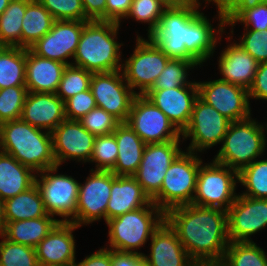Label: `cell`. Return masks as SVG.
Instances as JSON below:
<instances>
[{
    "label": "cell",
    "mask_w": 267,
    "mask_h": 266,
    "mask_svg": "<svg viewBox=\"0 0 267 266\" xmlns=\"http://www.w3.org/2000/svg\"><path fill=\"white\" fill-rule=\"evenodd\" d=\"M210 3L204 7L202 4L168 6L150 38L170 59L196 60L205 66L226 33L225 20L217 9L212 21L201 11ZM215 18L216 28L212 24Z\"/></svg>",
    "instance_id": "1"
},
{
    "label": "cell",
    "mask_w": 267,
    "mask_h": 266,
    "mask_svg": "<svg viewBox=\"0 0 267 266\" xmlns=\"http://www.w3.org/2000/svg\"><path fill=\"white\" fill-rule=\"evenodd\" d=\"M165 220L193 261L223 260L230 243L226 210L188 204L169 209Z\"/></svg>",
    "instance_id": "2"
},
{
    "label": "cell",
    "mask_w": 267,
    "mask_h": 266,
    "mask_svg": "<svg viewBox=\"0 0 267 266\" xmlns=\"http://www.w3.org/2000/svg\"><path fill=\"white\" fill-rule=\"evenodd\" d=\"M120 24L108 21H88L72 60V65L92 73L122 70L123 54L117 35Z\"/></svg>",
    "instance_id": "3"
},
{
    "label": "cell",
    "mask_w": 267,
    "mask_h": 266,
    "mask_svg": "<svg viewBox=\"0 0 267 266\" xmlns=\"http://www.w3.org/2000/svg\"><path fill=\"white\" fill-rule=\"evenodd\" d=\"M0 151L13 156L35 173L57 166L52 134L22 119L0 124Z\"/></svg>",
    "instance_id": "4"
},
{
    "label": "cell",
    "mask_w": 267,
    "mask_h": 266,
    "mask_svg": "<svg viewBox=\"0 0 267 266\" xmlns=\"http://www.w3.org/2000/svg\"><path fill=\"white\" fill-rule=\"evenodd\" d=\"M164 220L165 213L152 201L145 207L112 218L105 223L109 238L104 247L143 255L138 250L145 247Z\"/></svg>",
    "instance_id": "5"
},
{
    "label": "cell",
    "mask_w": 267,
    "mask_h": 266,
    "mask_svg": "<svg viewBox=\"0 0 267 266\" xmlns=\"http://www.w3.org/2000/svg\"><path fill=\"white\" fill-rule=\"evenodd\" d=\"M249 117L231 122L223 142L213 160L239 172L257 158H262L267 150L263 123Z\"/></svg>",
    "instance_id": "6"
},
{
    "label": "cell",
    "mask_w": 267,
    "mask_h": 266,
    "mask_svg": "<svg viewBox=\"0 0 267 266\" xmlns=\"http://www.w3.org/2000/svg\"><path fill=\"white\" fill-rule=\"evenodd\" d=\"M202 162L200 154L183 150L168 167L162 187L152 202L164 213L177 206L192 204Z\"/></svg>",
    "instance_id": "7"
},
{
    "label": "cell",
    "mask_w": 267,
    "mask_h": 266,
    "mask_svg": "<svg viewBox=\"0 0 267 266\" xmlns=\"http://www.w3.org/2000/svg\"><path fill=\"white\" fill-rule=\"evenodd\" d=\"M58 169L59 166H54L36 173L35 185L48 215L61 223H74L80 181L57 173Z\"/></svg>",
    "instance_id": "8"
},
{
    "label": "cell",
    "mask_w": 267,
    "mask_h": 266,
    "mask_svg": "<svg viewBox=\"0 0 267 266\" xmlns=\"http://www.w3.org/2000/svg\"><path fill=\"white\" fill-rule=\"evenodd\" d=\"M136 33L133 53L123 58L122 73L129 87L136 94L144 95L153 87L170 58L150 37L143 38Z\"/></svg>",
    "instance_id": "9"
},
{
    "label": "cell",
    "mask_w": 267,
    "mask_h": 266,
    "mask_svg": "<svg viewBox=\"0 0 267 266\" xmlns=\"http://www.w3.org/2000/svg\"><path fill=\"white\" fill-rule=\"evenodd\" d=\"M238 172L215 162H202L197 175L193 205L228 210L235 201Z\"/></svg>",
    "instance_id": "10"
},
{
    "label": "cell",
    "mask_w": 267,
    "mask_h": 266,
    "mask_svg": "<svg viewBox=\"0 0 267 266\" xmlns=\"http://www.w3.org/2000/svg\"><path fill=\"white\" fill-rule=\"evenodd\" d=\"M230 123L228 118L198 96L193 105L189 124L181 133L183 142L190 140L185 150L204 154V151L222 144Z\"/></svg>",
    "instance_id": "11"
},
{
    "label": "cell",
    "mask_w": 267,
    "mask_h": 266,
    "mask_svg": "<svg viewBox=\"0 0 267 266\" xmlns=\"http://www.w3.org/2000/svg\"><path fill=\"white\" fill-rule=\"evenodd\" d=\"M83 184L79 183L76 215L74 224L87 226L96 221L106 223V209L110 199L112 182L115 174L111 171L92 170Z\"/></svg>",
    "instance_id": "12"
},
{
    "label": "cell",
    "mask_w": 267,
    "mask_h": 266,
    "mask_svg": "<svg viewBox=\"0 0 267 266\" xmlns=\"http://www.w3.org/2000/svg\"><path fill=\"white\" fill-rule=\"evenodd\" d=\"M127 123L146 144L183 141L168 117L144 95L135 96Z\"/></svg>",
    "instance_id": "13"
},
{
    "label": "cell",
    "mask_w": 267,
    "mask_h": 266,
    "mask_svg": "<svg viewBox=\"0 0 267 266\" xmlns=\"http://www.w3.org/2000/svg\"><path fill=\"white\" fill-rule=\"evenodd\" d=\"M90 90L97 107L104 109L120 122H127L137 94L125 81L122 70L93 73Z\"/></svg>",
    "instance_id": "14"
},
{
    "label": "cell",
    "mask_w": 267,
    "mask_h": 266,
    "mask_svg": "<svg viewBox=\"0 0 267 266\" xmlns=\"http://www.w3.org/2000/svg\"><path fill=\"white\" fill-rule=\"evenodd\" d=\"M197 85L198 96L231 122L253 116L247 89L220 79L197 81Z\"/></svg>",
    "instance_id": "15"
},
{
    "label": "cell",
    "mask_w": 267,
    "mask_h": 266,
    "mask_svg": "<svg viewBox=\"0 0 267 266\" xmlns=\"http://www.w3.org/2000/svg\"><path fill=\"white\" fill-rule=\"evenodd\" d=\"M230 242H253L251 238L267 227V199L238 194L227 210Z\"/></svg>",
    "instance_id": "16"
},
{
    "label": "cell",
    "mask_w": 267,
    "mask_h": 266,
    "mask_svg": "<svg viewBox=\"0 0 267 266\" xmlns=\"http://www.w3.org/2000/svg\"><path fill=\"white\" fill-rule=\"evenodd\" d=\"M183 141L146 144L140 166L133 175L143 191L152 199L161 189L168 167L183 151Z\"/></svg>",
    "instance_id": "17"
},
{
    "label": "cell",
    "mask_w": 267,
    "mask_h": 266,
    "mask_svg": "<svg viewBox=\"0 0 267 266\" xmlns=\"http://www.w3.org/2000/svg\"><path fill=\"white\" fill-rule=\"evenodd\" d=\"M86 23L85 21L55 20L51 30L29 49L40 57L71 65Z\"/></svg>",
    "instance_id": "18"
},
{
    "label": "cell",
    "mask_w": 267,
    "mask_h": 266,
    "mask_svg": "<svg viewBox=\"0 0 267 266\" xmlns=\"http://www.w3.org/2000/svg\"><path fill=\"white\" fill-rule=\"evenodd\" d=\"M53 155L57 166L66 161L89 163L95 136L78 120H64L52 132Z\"/></svg>",
    "instance_id": "19"
},
{
    "label": "cell",
    "mask_w": 267,
    "mask_h": 266,
    "mask_svg": "<svg viewBox=\"0 0 267 266\" xmlns=\"http://www.w3.org/2000/svg\"><path fill=\"white\" fill-rule=\"evenodd\" d=\"M144 96L159 108L175 128L182 133L189 124L193 105L198 97V85L194 79L191 85L148 90Z\"/></svg>",
    "instance_id": "20"
},
{
    "label": "cell",
    "mask_w": 267,
    "mask_h": 266,
    "mask_svg": "<svg viewBox=\"0 0 267 266\" xmlns=\"http://www.w3.org/2000/svg\"><path fill=\"white\" fill-rule=\"evenodd\" d=\"M78 228L59 222L35 248L39 266H71L77 258L73 232Z\"/></svg>",
    "instance_id": "21"
},
{
    "label": "cell",
    "mask_w": 267,
    "mask_h": 266,
    "mask_svg": "<svg viewBox=\"0 0 267 266\" xmlns=\"http://www.w3.org/2000/svg\"><path fill=\"white\" fill-rule=\"evenodd\" d=\"M228 41L217 57L220 80L249 90L253 84L259 63L229 35ZM233 40V41H232ZM231 41V42H230Z\"/></svg>",
    "instance_id": "22"
},
{
    "label": "cell",
    "mask_w": 267,
    "mask_h": 266,
    "mask_svg": "<svg viewBox=\"0 0 267 266\" xmlns=\"http://www.w3.org/2000/svg\"><path fill=\"white\" fill-rule=\"evenodd\" d=\"M150 240V253L142 255L147 266H189L193 261L166 220L154 231Z\"/></svg>",
    "instance_id": "23"
},
{
    "label": "cell",
    "mask_w": 267,
    "mask_h": 266,
    "mask_svg": "<svg viewBox=\"0 0 267 266\" xmlns=\"http://www.w3.org/2000/svg\"><path fill=\"white\" fill-rule=\"evenodd\" d=\"M21 119L51 133L62 121L66 120L65 102L55 93L28 92Z\"/></svg>",
    "instance_id": "24"
},
{
    "label": "cell",
    "mask_w": 267,
    "mask_h": 266,
    "mask_svg": "<svg viewBox=\"0 0 267 266\" xmlns=\"http://www.w3.org/2000/svg\"><path fill=\"white\" fill-rule=\"evenodd\" d=\"M66 64L40 57L26 48L25 86L28 92L55 93Z\"/></svg>",
    "instance_id": "25"
},
{
    "label": "cell",
    "mask_w": 267,
    "mask_h": 266,
    "mask_svg": "<svg viewBox=\"0 0 267 266\" xmlns=\"http://www.w3.org/2000/svg\"><path fill=\"white\" fill-rule=\"evenodd\" d=\"M152 200L134 176H116L106 209V222L119 215L147 206Z\"/></svg>",
    "instance_id": "26"
},
{
    "label": "cell",
    "mask_w": 267,
    "mask_h": 266,
    "mask_svg": "<svg viewBox=\"0 0 267 266\" xmlns=\"http://www.w3.org/2000/svg\"><path fill=\"white\" fill-rule=\"evenodd\" d=\"M113 133L118 146V156L111 172L116 176H133L140 166L146 143L127 122H121Z\"/></svg>",
    "instance_id": "27"
},
{
    "label": "cell",
    "mask_w": 267,
    "mask_h": 266,
    "mask_svg": "<svg viewBox=\"0 0 267 266\" xmlns=\"http://www.w3.org/2000/svg\"><path fill=\"white\" fill-rule=\"evenodd\" d=\"M36 173L13 156L0 151V198L7 200L35 184Z\"/></svg>",
    "instance_id": "28"
},
{
    "label": "cell",
    "mask_w": 267,
    "mask_h": 266,
    "mask_svg": "<svg viewBox=\"0 0 267 266\" xmlns=\"http://www.w3.org/2000/svg\"><path fill=\"white\" fill-rule=\"evenodd\" d=\"M58 223L57 219L47 214L36 219L8 222L1 234L7 240L36 248Z\"/></svg>",
    "instance_id": "29"
},
{
    "label": "cell",
    "mask_w": 267,
    "mask_h": 266,
    "mask_svg": "<svg viewBox=\"0 0 267 266\" xmlns=\"http://www.w3.org/2000/svg\"><path fill=\"white\" fill-rule=\"evenodd\" d=\"M55 22L53 16L38 0H27L22 20L21 47L29 48L47 34Z\"/></svg>",
    "instance_id": "30"
},
{
    "label": "cell",
    "mask_w": 267,
    "mask_h": 266,
    "mask_svg": "<svg viewBox=\"0 0 267 266\" xmlns=\"http://www.w3.org/2000/svg\"><path fill=\"white\" fill-rule=\"evenodd\" d=\"M4 203L6 223L36 219L47 215L40 192L35 184L15 197L5 200Z\"/></svg>",
    "instance_id": "31"
},
{
    "label": "cell",
    "mask_w": 267,
    "mask_h": 266,
    "mask_svg": "<svg viewBox=\"0 0 267 266\" xmlns=\"http://www.w3.org/2000/svg\"><path fill=\"white\" fill-rule=\"evenodd\" d=\"M26 48L5 46L0 51V90L25 86Z\"/></svg>",
    "instance_id": "32"
},
{
    "label": "cell",
    "mask_w": 267,
    "mask_h": 266,
    "mask_svg": "<svg viewBox=\"0 0 267 266\" xmlns=\"http://www.w3.org/2000/svg\"><path fill=\"white\" fill-rule=\"evenodd\" d=\"M27 0H11L0 15V43L8 47H21L22 20Z\"/></svg>",
    "instance_id": "33"
},
{
    "label": "cell",
    "mask_w": 267,
    "mask_h": 266,
    "mask_svg": "<svg viewBox=\"0 0 267 266\" xmlns=\"http://www.w3.org/2000/svg\"><path fill=\"white\" fill-rule=\"evenodd\" d=\"M238 183L244 187L246 197L267 199V158H258L238 172Z\"/></svg>",
    "instance_id": "34"
},
{
    "label": "cell",
    "mask_w": 267,
    "mask_h": 266,
    "mask_svg": "<svg viewBox=\"0 0 267 266\" xmlns=\"http://www.w3.org/2000/svg\"><path fill=\"white\" fill-rule=\"evenodd\" d=\"M202 67L196 60L170 59L165 69L158 76L155 84L149 90H162L191 85L190 71Z\"/></svg>",
    "instance_id": "35"
},
{
    "label": "cell",
    "mask_w": 267,
    "mask_h": 266,
    "mask_svg": "<svg viewBox=\"0 0 267 266\" xmlns=\"http://www.w3.org/2000/svg\"><path fill=\"white\" fill-rule=\"evenodd\" d=\"M226 266H267V253L253 242H230L223 258Z\"/></svg>",
    "instance_id": "36"
},
{
    "label": "cell",
    "mask_w": 267,
    "mask_h": 266,
    "mask_svg": "<svg viewBox=\"0 0 267 266\" xmlns=\"http://www.w3.org/2000/svg\"><path fill=\"white\" fill-rule=\"evenodd\" d=\"M167 7L168 5L162 0H132L130 11L125 19L148 24L146 36L150 37L156 30L160 18Z\"/></svg>",
    "instance_id": "37"
},
{
    "label": "cell",
    "mask_w": 267,
    "mask_h": 266,
    "mask_svg": "<svg viewBox=\"0 0 267 266\" xmlns=\"http://www.w3.org/2000/svg\"><path fill=\"white\" fill-rule=\"evenodd\" d=\"M92 72L74 65H67L55 94L64 102L78 93L90 89Z\"/></svg>",
    "instance_id": "38"
},
{
    "label": "cell",
    "mask_w": 267,
    "mask_h": 266,
    "mask_svg": "<svg viewBox=\"0 0 267 266\" xmlns=\"http://www.w3.org/2000/svg\"><path fill=\"white\" fill-rule=\"evenodd\" d=\"M0 238V266H39L35 248Z\"/></svg>",
    "instance_id": "39"
},
{
    "label": "cell",
    "mask_w": 267,
    "mask_h": 266,
    "mask_svg": "<svg viewBox=\"0 0 267 266\" xmlns=\"http://www.w3.org/2000/svg\"><path fill=\"white\" fill-rule=\"evenodd\" d=\"M118 156V146L114 133L95 136L89 163H95L92 170L111 171Z\"/></svg>",
    "instance_id": "40"
},
{
    "label": "cell",
    "mask_w": 267,
    "mask_h": 266,
    "mask_svg": "<svg viewBox=\"0 0 267 266\" xmlns=\"http://www.w3.org/2000/svg\"><path fill=\"white\" fill-rule=\"evenodd\" d=\"M27 93L26 86H13L0 90V124L21 119Z\"/></svg>",
    "instance_id": "41"
},
{
    "label": "cell",
    "mask_w": 267,
    "mask_h": 266,
    "mask_svg": "<svg viewBox=\"0 0 267 266\" xmlns=\"http://www.w3.org/2000/svg\"><path fill=\"white\" fill-rule=\"evenodd\" d=\"M78 121L94 136L112 134L121 123L113 115L99 107L92 109Z\"/></svg>",
    "instance_id": "42"
},
{
    "label": "cell",
    "mask_w": 267,
    "mask_h": 266,
    "mask_svg": "<svg viewBox=\"0 0 267 266\" xmlns=\"http://www.w3.org/2000/svg\"><path fill=\"white\" fill-rule=\"evenodd\" d=\"M55 20L85 21L81 0H38Z\"/></svg>",
    "instance_id": "43"
},
{
    "label": "cell",
    "mask_w": 267,
    "mask_h": 266,
    "mask_svg": "<svg viewBox=\"0 0 267 266\" xmlns=\"http://www.w3.org/2000/svg\"><path fill=\"white\" fill-rule=\"evenodd\" d=\"M243 24V30L265 31L267 29V3H261L257 6L243 11L234 21L225 22L226 28L231 26L229 34L234 37V28L236 24ZM231 33V34H230Z\"/></svg>",
    "instance_id": "44"
},
{
    "label": "cell",
    "mask_w": 267,
    "mask_h": 266,
    "mask_svg": "<svg viewBox=\"0 0 267 266\" xmlns=\"http://www.w3.org/2000/svg\"><path fill=\"white\" fill-rule=\"evenodd\" d=\"M235 40L258 63L267 62V29L265 31L244 30Z\"/></svg>",
    "instance_id": "45"
},
{
    "label": "cell",
    "mask_w": 267,
    "mask_h": 266,
    "mask_svg": "<svg viewBox=\"0 0 267 266\" xmlns=\"http://www.w3.org/2000/svg\"><path fill=\"white\" fill-rule=\"evenodd\" d=\"M96 102L90 89L78 93L65 101L67 120H79L89 111L96 108Z\"/></svg>",
    "instance_id": "46"
},
{
    "label": "cell",
    "mask_w": 267,
    "mask_h": 266,
    "mask_svg": "<svg viewBox=\"0 0 267 266\" xmlns=\"http://www.w3.org/2000/svg\"><path fill=\"white\" fill-rule=\"evenodd\" d=\"M210 2L223 15L225 22H232L243 11L261 4V0H210Z\"/></svg>",
    "instance_id": "47"
},
{
    "label": "cell",
    "mask_w": 267,
    "mask_h": 266,
    "mask_svg": "<svg viewBox=\"0 0 267 266\" xmlns=\"http://www.w3.org/2000/svg\"><path fill=\"white\" fill-rule=\"evenodd\" d=\"M248 92L250 100L267 101V62L259 63L253 84Z\"/></svg>",
    "instance_id": "48"
},
{
    "label": "cell",
    "mask_w": 267,
    "mask_h": 266,
    "mask_svg": "<svg viewBox=\"0 0 267 266\" xmlns=\"http://www.w3.org/2000/svg\"><path fill=\"white\" fill-rule=\"evenodd\" d=\"M132 0H106V21L121 25L130 11Z\"/></svg>",
    "instance_id": "49"
},
{
    "label": "cell",
    "mask_w": 267,
    "mask_h": 266,
    "mask_svg": "<svg viewBox=\"0 0 267 266\" xmlns=\"http://www.w3.org/2000/svg\"><path fill=\"white\" fill-rule=\"evenodd\" d=\"M71 266H112V250L102 247L85 256L81 262L75 260Z\"/></svg>",
    "instance_id": "50"
},
{
    "label": "cell",
    "mask_w": 267,
    "mask_h": 266,
    "mask_svg": "<svg viewBox=\"0 0 267 266\" xmlns=\"http://www.w3.org/2000/svg\"><path fill=\"white\" fill-rule=\"evenodd\" d=\"M85 22L106 21V0H81Z\"/></svg>",
    "instance_id": "51"
},
{
    "label": "cell",
    "mask_w": 267,
    "mask_h": 266,
    "mask_svg": "<svg viewBox=\"0 0 267 266\" xmlns=\"http://www.w3.org/2000/svg\"><path fill=\"white\" fill-rule=\"evenodd\" d=\"M112 266H147L142 255L112 250Z\"/></svg>",
    "instance_id": "52"
},
{
    "label": "cell",
    "mask_w": 267,
    "mask_h": 266,
    "mask_svg": "<svg viewBox=\"0 0 267 266\" xmlns=\"http://www.w3.org/2000/svg\"><path fill=\"white\" fill-rule=\"evenodd\" d=\"M168 6H185L192 4H202L209 2L210 0H162ZM202 1V2H201Z\"/></svg>",
    "instance_id": "53"
},
{
    "label": "cell",
    "mask_w": 267,
    "mask_h": 266,
    "mask_svg": "<svg viewBox=\"0 0 267 266\" xmlns=\"http://www.w3.org/2000/svg\"><path fill=\"white\" fill-rule=\"evenodd\" d=\"M189 266H226L223 260L192 261Z\"/></svg>",
    "instance_id": "54"
},
{
    "label": "cell",
    "mask_w": 267,
    "mask_h": 266,
    "mask_svg": "<svg viewBox=\"0 0 267 266\" xmlns=\"http://www.w3.org/2000/svg\"><path fill=\"white\" fill-rule=\"evenodd\" d=\"M5 225V203L4 200L0 198V233L4 230Z\"/></svg>",
    "instance_id": "55"
},
{
    "label": "cell",
    "mask_w": 267,
    "mask_h": 266,
    "mask_svg": "<svg viewBox=\"0 0 267 266\" xmlns=\"http://www.w3.org/2000/svg\"><path fill=\"white\" fill-rule=\"evenodd\" d=\"M11 0H0V15L4 12V10L8 7L9 2Z\"/></svg>",
    "instance_id": "56"
},
{
    "label": "cell",
    "mask_w": 267,
    "mask_h": 266,
    "mask_svg": "<svg viewBox=\"0 0 267 266\" xmlns=\"http://www.w3.org/2000/svg\"><path fill=\"white\" fill-rule=\"evenodd\" d=\"M264 124H263V127H264V131H265V134H267V122L265 123V122H263ZM267 138V137H266ZM266 141H267V139H266Z\"/></svg>",
    "instance_id": "57"
},
{
    "label": "cell",
    "mask_w": 267,
    "mask_h": 266,
    "mask_svg": "<svg viewBox=\"0 0 267 266\" xmlns=\"http://www.w3.org/2000/svg\"><path fill=\"white\" fill-rule=\"evenodd\" d=\"M4 47H5V46L2 45V44L0 43V51H1Z\"/></svg>",
    "instance_id": "58"
},
{
    "label": "cell",
    "mask_w": 267,
    "mask_h": 266,
    "mask_svg": "<svg viewBox=\"0 0 267 266\" xmlns=\"http://www.w3.org/2000/svg\"><path fill=\"white\" fill-rule=\"evenodd\" d=\"M261 3H267V0H261Z\"/></svg>",
    "instance_id": "59"
}]
</instances>
